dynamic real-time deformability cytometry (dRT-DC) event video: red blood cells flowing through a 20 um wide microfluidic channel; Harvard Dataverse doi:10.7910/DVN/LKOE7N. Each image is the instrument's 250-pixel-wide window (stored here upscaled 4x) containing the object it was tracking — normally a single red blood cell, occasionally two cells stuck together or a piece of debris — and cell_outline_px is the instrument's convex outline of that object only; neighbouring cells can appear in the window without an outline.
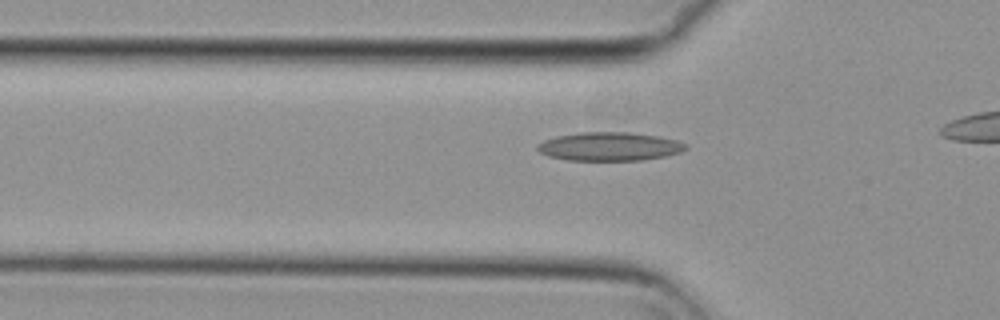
{"species": "common noctule bat (a hibernating species)", "species_latin": "Nyctalus noctula", "temperature_condition": "cold", "stored_images_in_passage": 24, "camera_frame_rate_fps": 3000, "um_per_image_px": 0.085, "animal": {"sex": "female", "body_mass_g": 29.2, "forearm_length_mm": 56.3}, "frame": {"image": 1, "passage_image": 8, "time_ms": 2.333, "image_size_px": [1000, 320], "cell_outline_px": [[688, 148], [680, 152], [664, 156], [640, 160], [568, 160], [548, 156], [540, 152], [536, 148], [536, 144], [544, 140], [556, 136], [580, 132], [628, 132], [660, 136], [676, 140], [688, 144]], "centroid_in_image_um": [51.8, 12.44], "position_along_channel_um": 74.0, "area_um2": 24.74}}
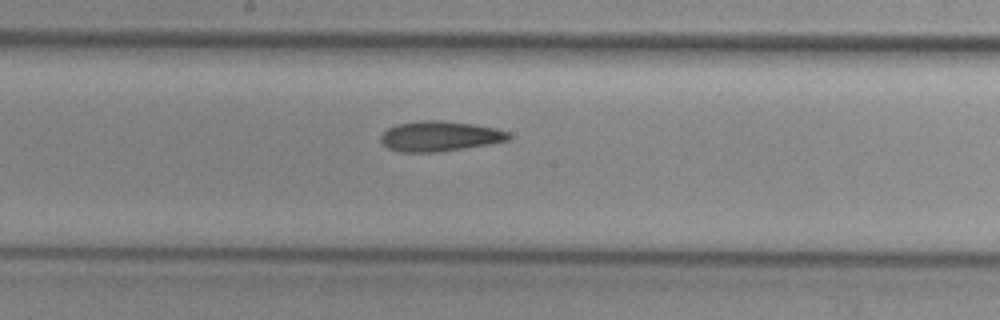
{"frame": {"image": 2, "passage_image": 19, "time_ms": 6.0, "image_size_px": [1000, 320], "cell_outline_px": [[512, 136], [508, 140], [488, 144], [440, 152], [400, 152], [388, 148], [380, 140], [380, 136], [388, 128], [396, 124], [420, 120], [440, 120], [472, 124], [496, 128], [508, 132]], "centroid_in_image_um": [37.36, 11.57], "position_along_channel_um": 210.8, "area_um2": 22.48}}
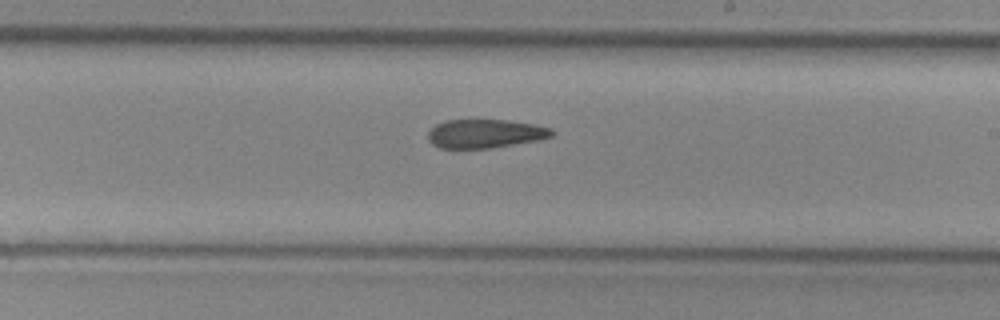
{"frame": {"image": 3, "passage_image": 22, "time_ms": 7.0, "image_size_px": [1000, 320], "cell_outline_px": [[556, 132], [552, 136], [540, 140], [492, 148], [440, 148], [432, 144], [428, 140], [428, 132], [436, 124], [444, 120], [508, 120], [532, 124], [552, 128]], "centroid_in_image_um": [41.26, 11.36], "position_along_channel_um": 247.7, "area_um2": 20.87}}